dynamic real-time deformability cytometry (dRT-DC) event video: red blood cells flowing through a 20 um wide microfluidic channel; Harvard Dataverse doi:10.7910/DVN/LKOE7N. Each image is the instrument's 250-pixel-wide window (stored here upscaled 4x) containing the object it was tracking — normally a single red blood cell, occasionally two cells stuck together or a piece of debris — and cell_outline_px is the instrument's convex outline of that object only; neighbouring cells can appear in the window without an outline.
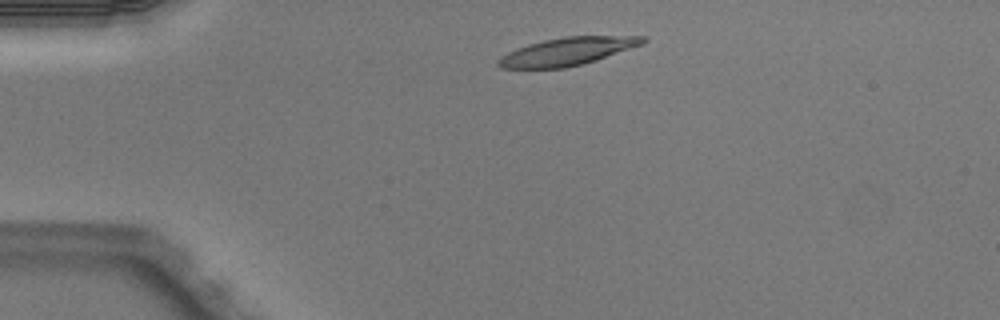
{"species": "Egyptian fruit bat (a non-hibernating species)", "species_latin": "Rousettus aegyptiacus", "temperature_condition": "warm", "stored_images_in_passage": 40, "camera_frame_rate_fps": 3000, "um_per_image_px": 0.085, "animal": {"sex": "male"}, "frame": {"image": 1, "passage_image": 1, "time_ms": 0.0, "image_size_px": [1000, 320], "cell_outline_px": [[648, 40], [644, 44], [596, 60], [564, 68], [500, 68], [496, 64], [496, 60], [500, 56], [516, 48], [528, 44], [544, 40], [564, 36], [648, 36]], "centroid_in_image_um": [48.22, 4.36], "position_along_channel_um": 36.8, "area_um2": 23.52}}
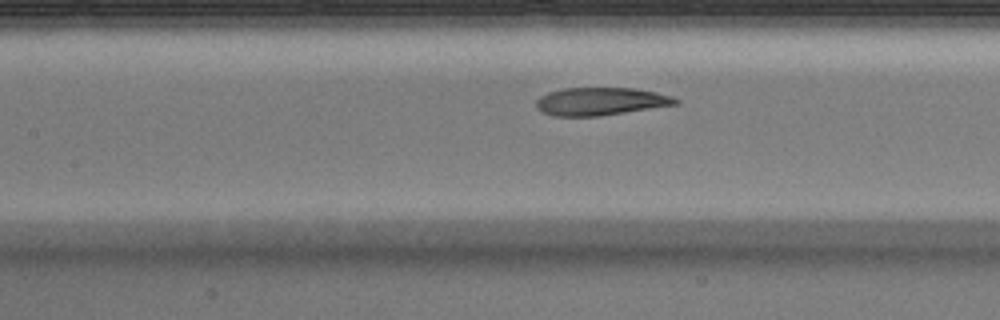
{"frame": {"image": 2, "passage_image": 13, "time_ms": 4.0, "image_size_px": [1000, 320], "cell_outline_px": [[680, 104], [600, 116], [552, 116], [540, 112], [536, 108], [536, 100], [540, 96], [548, 92], [564, 88], [632, 88], [656, 92], [672, 96], [680, 100]], "centroid_in_image_um": [51.04, 8.62], "position_along_channel_um": 156.4, "area_um2": 22.83}}
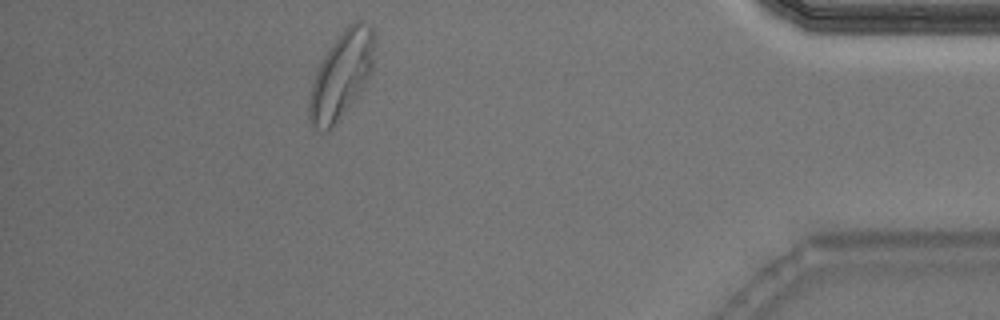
{"frame": {"image": 3, "passage_image": 35, "time_ms": 11.333, "image_size_px": [1000, 320], "cell_outline_px": [[376, 40], [372, 72], [364, 88], [336, 124], [328, 132], [324, 132], [312, 128], [308, 124], [308, 100], [312, 84], [316, 72], [328, 48], [344, 28], [348, 24], [356, 20], [364, 20], [372, 28]], "centroid_in_image_um": [29.03, 6.41], "position_along_channel_um": 406.2, "area_um2": 33.76}, "authors_computed_cell_mechanics": {"area_um2": 24.0448, "velocity_mm_per_s": 4.0187, "shape_relaxation_time_tau1_ms": 6.3793, "shape_relaxation_time_tau2_ms": 1.6593, "deformation_change_tau1": 0.2134, "deformation_change_tau2": 0.0781}}